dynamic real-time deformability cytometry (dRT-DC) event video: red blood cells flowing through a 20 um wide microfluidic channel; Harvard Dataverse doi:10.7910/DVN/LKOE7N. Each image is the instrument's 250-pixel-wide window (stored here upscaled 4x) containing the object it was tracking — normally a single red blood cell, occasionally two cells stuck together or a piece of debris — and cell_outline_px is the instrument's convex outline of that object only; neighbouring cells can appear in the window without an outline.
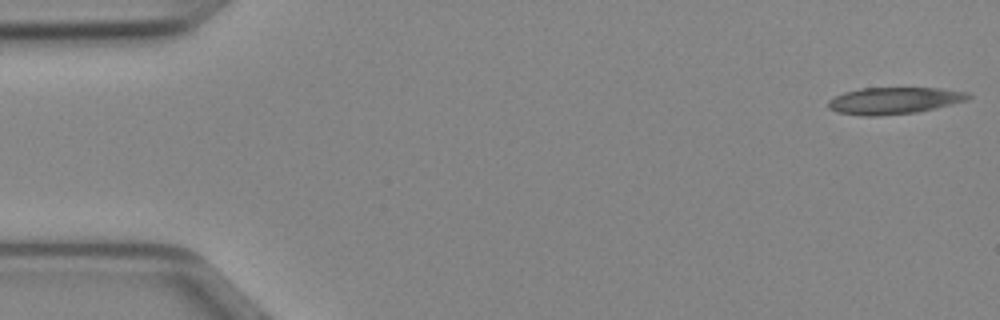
{"species": "Egyptian fruit bat (a non-hibernating species)", "species_latin": "Rousettus aegyptiacus", "temperature_condition": "cold", "stored_images_in_passage": 49, "camera_frame_rate_fps": 3000, "um_per_image_px": 0.085, "animal": {"sex": "female"}, "frame": {"image": 1, "passage_image": 1, "time_ms": 0.0, "image_size_px": [1000, 320], "cell_outline_px": [[972, 96], [968, 100], [952, 104], [916, 112], [876, 116], [860, 116], [836, 112], [828, 108], [828, 100], [844, 92], [860, 88], [940, 88], [968, 92]], "centroid_in_image_um": [75.98, 8.55], "position_along_channel_um": 9.0, "area_um2": 21.91}}
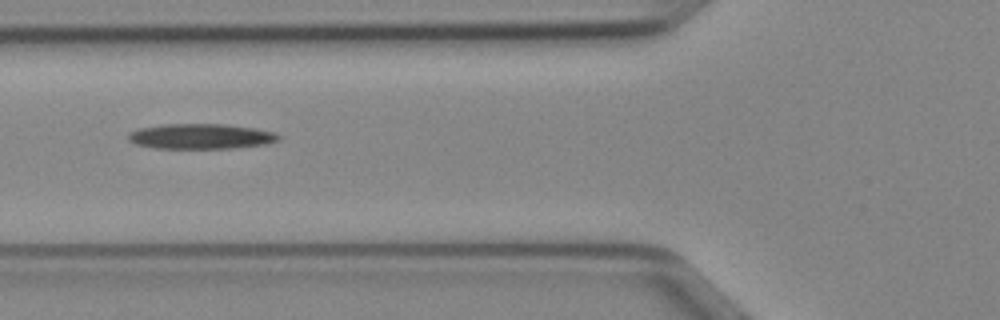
{"frame": {"image": 2, "passage_image": 18, "time_ms": 5.667, "image_size_px": [1000, 320], "cell_outline_px": [[280, 140], [268, 144], [232, 148], [156, 148], [136, 144], [128, 140], [128, 132], [136, 128], [164, 124], [224, 124], [256, 128], [276, 132], [280, 136]], "centroid_in_image_um": [17.08, 11.58], "position_along_channel_um": 108.7, "area_um2": 22.31}}
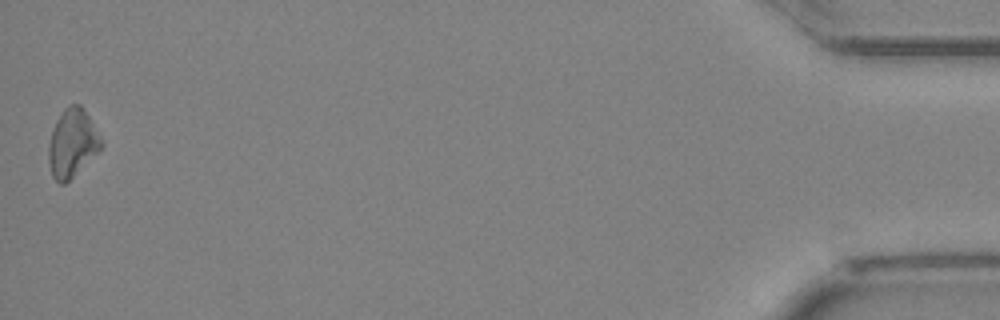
{"frame": {"image": 3, "passage_image": 49, "time_ms": 16.0, "image_size_px": [1000, 320], "cell_outline_px": [[104, 144], [100, 152], [64, 184], [60, 184], [52, 176], [48, 160], [48, 144], [56, 120], [64, 108], [72, 104], [80, 104], [104, 140]], "centroid_in_image_um": [6.17, 12.18], "position_along_channel_um": 429.0, "area_um2": 21.04}}